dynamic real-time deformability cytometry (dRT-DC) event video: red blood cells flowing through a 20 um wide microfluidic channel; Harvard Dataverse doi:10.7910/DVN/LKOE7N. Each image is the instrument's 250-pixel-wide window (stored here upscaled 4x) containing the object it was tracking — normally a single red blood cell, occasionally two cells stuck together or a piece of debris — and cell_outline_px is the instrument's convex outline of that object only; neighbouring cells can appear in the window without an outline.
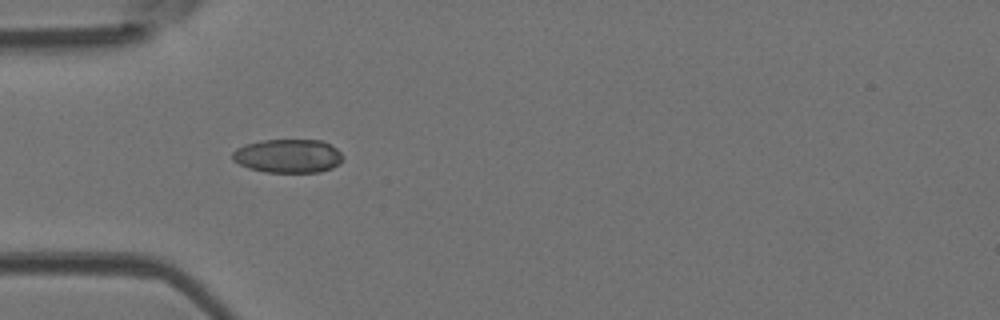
{"species": "Egyptian fruit bat (a non-hibernating species)", "species_latin": "Rousettus aegyptiacus", "temperature_condition": "room temperature", "stored_images_in_passage": 22, "camera_frame_rate_fps": 3000, "um_per_image_px": 0.085, "animal": {"sex": "female"}, "frame": {"image": 1, "passage_image": 4, "time_ms": 1.0, "image_size_px": [1000, 320], "cell_outline_px": [[344, 156], [340, 164], [332, 168], [320, 172], [264, 172], [248, 168], [232, 160], [232, 152], [236, 148], [244, 144], [264, 140], [320, 140], [336, 148]], "centroid_in_image_um": [24.47, 13.26], "position_along_channel_um": 60.5, "area_um2": 21.79}}